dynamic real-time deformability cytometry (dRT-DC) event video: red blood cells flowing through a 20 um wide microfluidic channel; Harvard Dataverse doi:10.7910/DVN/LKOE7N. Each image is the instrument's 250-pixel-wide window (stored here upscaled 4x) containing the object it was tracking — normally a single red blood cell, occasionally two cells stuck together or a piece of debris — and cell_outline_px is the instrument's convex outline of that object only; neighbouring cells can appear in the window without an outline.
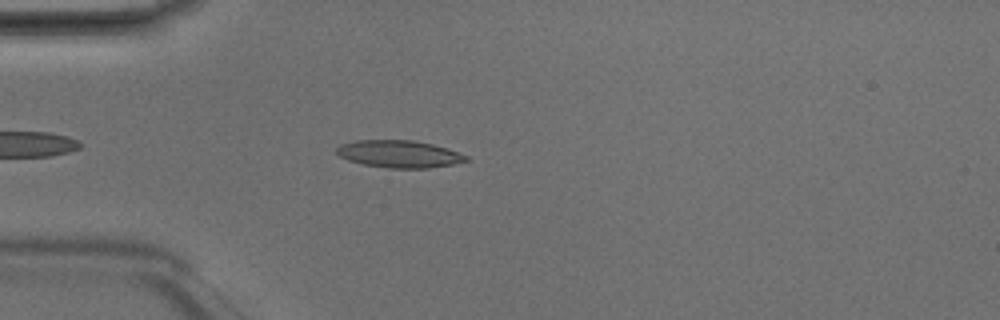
{"species": "Egyptian fruit bat (a non-hibernating species)", "species_latin": "Rousettus aegyptiacus", "temperature_condition": "room temperature", "stored_images_in_passage": 40, "camera_frame_rate_fps": 3000, "um_per_image_px": 0.085, "animal": {"sex": "male"}, "frame": {"image": 1, "passage_image": 5, "time_ms": 1.333, "image_size_px": [1000, 320], "cell_outline_px": [[468, 160], [452, 164], [428, 168], [388, 168], [364, 164], [348, 160], [340, 156], [336, 152], [336, 148], [340, 144], [356, 140], [412, 140], [432, 144], [468, 156]], "centroid_in_image_um": [33.88, 13.08], "position_along_channel_um": 51.1, "area_um2": 20.35}}
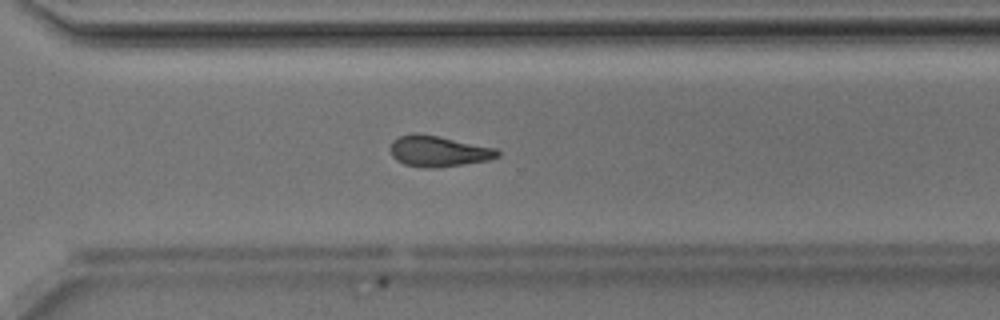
{"frame": {"image": 2, "passage_image": 26, "time_ms": 8.333, "image_size_px": [1000, 320], "cell_outline_px": [[500, 156], [488, 160], [464, 164], [436, 168], [428, 168], [404, 164], [396, 160], [392, 156], [388, 148], [392, 140], [400, 136], [412, 132], [416, 132], [496, 148], [500, 152]], "centroid_in_image_um": [37.22, 12.85], "position_along_channel_um": 333.4, "area_um2": 19.36}}
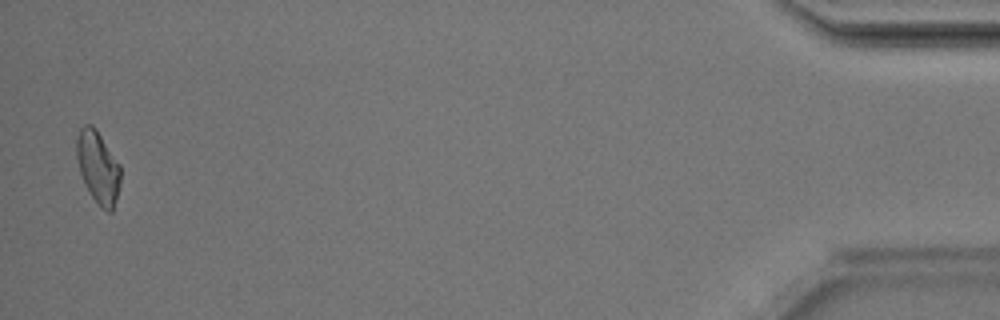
{"frame": {"image": 3, "passage_image": 39, "time_ms": 12.667, "image_size_px": [1000, 320], "cell_outline_px": [[120, 184], [112, 212], [108, 212], [100, 208], [84, 184], [80, 172], [76, 156], [76, 136], [80, 128], [84, 124], [92, 124], [96, 128], [120, 164]], "centroid_in_image_um": [8.32, 14.19], "position_along_channel_um": 426.9, "area_um2": 18.67}, "authors_computed_cell_mechanics": {"area_um2": 19.2763, "velocity_mm_per_s": 4.1864, "shape_relaxation_time_tau1_ms": 6.0548, "shape_relaxation_time_tau2_ms": 8.0242, "deformation_change_tau1": 0.1816, "deformation_change_tau2": 0.1803}}